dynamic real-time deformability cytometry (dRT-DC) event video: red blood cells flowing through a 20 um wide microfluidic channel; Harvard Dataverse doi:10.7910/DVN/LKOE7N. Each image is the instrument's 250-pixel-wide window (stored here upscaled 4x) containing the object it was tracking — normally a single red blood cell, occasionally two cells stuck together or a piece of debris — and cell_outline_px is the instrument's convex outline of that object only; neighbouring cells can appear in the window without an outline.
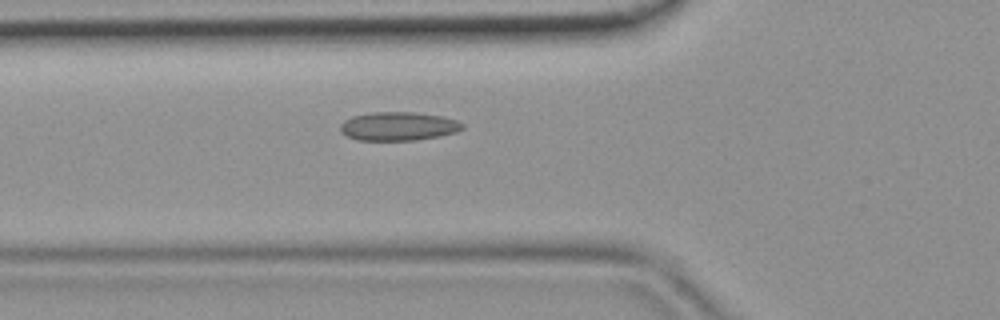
{"species": "common noctule bat (a hibernating species)", "species_latin": "Nyctalus noctula", "temperature_condition": "room temperature", "stored_images_in_passage": 38, "camera_frame_rate_fps": 3000, "um_per_image_px": 0.085, "animal": {"sex": "female", "body_mass_g": 19.9}, "frame": {"image": 1, "passage_image": 10, "time_ms": 3.0, "image_size_px": [1000, 320], "cell_outline_px": [[464, 128], [456, 132], [440, 136], [416, 140], [356, 140], [340, 132], [340, 124], [344, 120], [352, 116], [372, 112], [416, 112], [440, 116], [456, 120], [464, 124]], "centroid_in_image_um": [33.85, 10.73], "position_along_channel_um": 92.0, "area_um2": 20.46}}
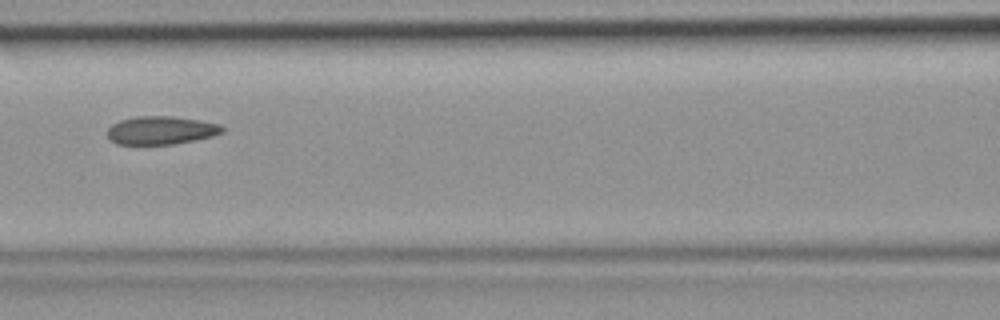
{"frame": {"image": 2, "passage_image": 14, "time_ms": 4.333, "image_size_px": [1000, 320], "cell_outline_px": [[224, 132], [212, 136], [172, 144], [116, 144], [108, 140], [108, 128], [112, 124], [120, 120], [136, 116], [172, 116], [220, 124], [224, 128]], "centroid_in_image_um": [13.65, 11.07], "position_along_channel_um": 153.0, "area_um2": 18.79}}
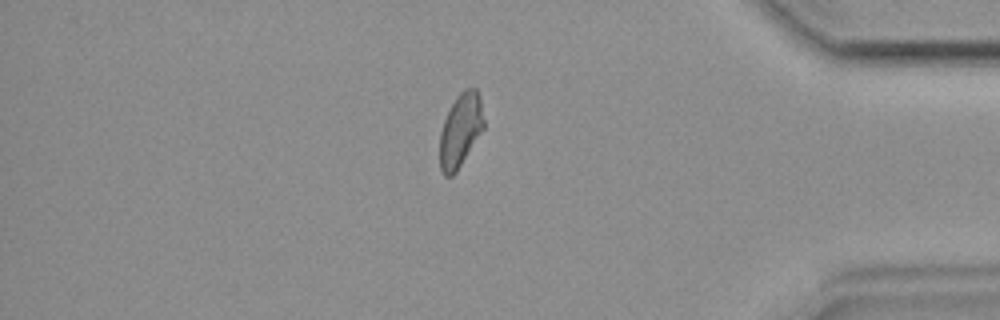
{"frame": {"image": 3, "passage_image": 32, "time_ms": 10.333, "image_size_px": [1000, 320], "cell_outline_px": [[484, 128], [456, 172], [452, 176], [444, 176], [440, 168], [440, 132], [444, 120], [456, 96], [464, 88], [476, 88], [480, 100], [484, 120]], "centroid_in_image_um": [39.13, 11.07], "position_along_channel_um": 396.1, "area_um2": 18.67}}